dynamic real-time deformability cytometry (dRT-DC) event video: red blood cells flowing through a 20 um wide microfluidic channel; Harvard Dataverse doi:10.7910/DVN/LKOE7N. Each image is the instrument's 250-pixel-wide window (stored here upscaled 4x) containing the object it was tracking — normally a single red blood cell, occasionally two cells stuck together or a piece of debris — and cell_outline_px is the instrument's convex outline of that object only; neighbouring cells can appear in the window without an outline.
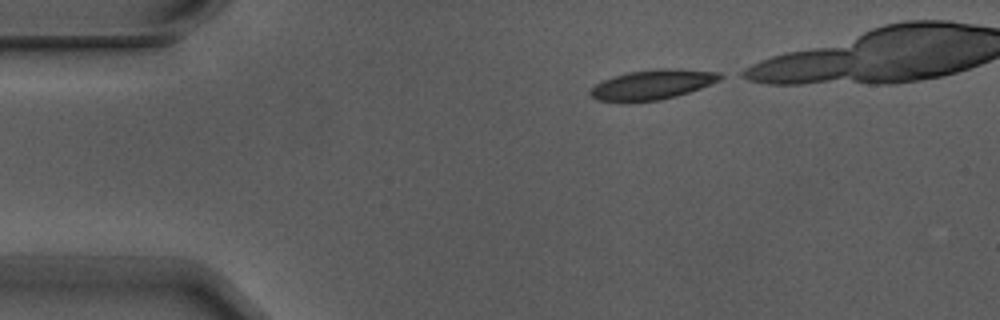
{"species": "Egyptian fruit bat (a non-hibernating species)", "species_latin": "Rousettus aegyptiacus", "temperature_condition": "warm", "stored_images_in_passage": 5, "camera_frame_rate_fps": 3000, "um_per_image_px": 0.085, "animal": {"sex": "male"}, "frame": {"image": 1, "passage_image": 1, "time_ms": 0.0, "image_size_px": [1000, 320], "cell_outline_px": [[728, 76], [720, 80], [700, 88], [676, 96], [660, 100], [628, 104], [624, 104], [596, 100], [588, 92], [596, 84], [612, 76], [628, 72], [656, 68], [668, 68], [720, 72]], "centroid_in_image_um": [55.43, 7.22], "position_along_channel_um": 29.6, "area_um2": 23.18}}